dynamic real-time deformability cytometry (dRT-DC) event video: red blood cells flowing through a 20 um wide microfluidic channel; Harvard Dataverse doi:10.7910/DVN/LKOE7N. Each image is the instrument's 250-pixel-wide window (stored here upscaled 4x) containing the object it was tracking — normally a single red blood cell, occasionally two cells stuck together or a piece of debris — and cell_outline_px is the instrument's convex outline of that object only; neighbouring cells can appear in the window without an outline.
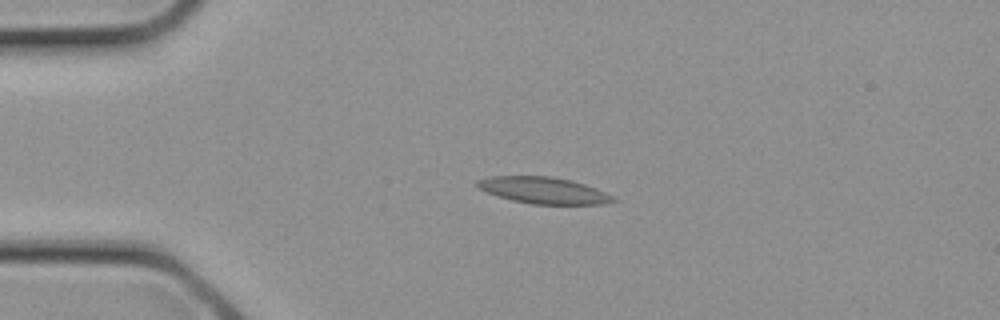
{"species": "common noctule bat (a hibernating species)", "species_latin": "Nyctalus noctula", "temperature_condition": "cold", "stored_images_in_passage": 2, "camera_frame_rate_fps": 3000, "um_per_image_px": 0.085, "animal": {"sex": "female", "body_mass_g": 21.9}, "frame": {"image": 1, "passage_image": 2, "time_ms": 0.333, "image_size_px": [1000, 320], "cell_outline_px": [[616, 200], [604, 204], [532, 204], [512, 200], [476, 188], [476, 180], [488, 176], [552, 176], [572, 180], [596, 188], [612, 196]], "centroid_in_image_um": [46.16, 16.17], "position_along_channel_um": 38.8, "area_um2": 20.92}}